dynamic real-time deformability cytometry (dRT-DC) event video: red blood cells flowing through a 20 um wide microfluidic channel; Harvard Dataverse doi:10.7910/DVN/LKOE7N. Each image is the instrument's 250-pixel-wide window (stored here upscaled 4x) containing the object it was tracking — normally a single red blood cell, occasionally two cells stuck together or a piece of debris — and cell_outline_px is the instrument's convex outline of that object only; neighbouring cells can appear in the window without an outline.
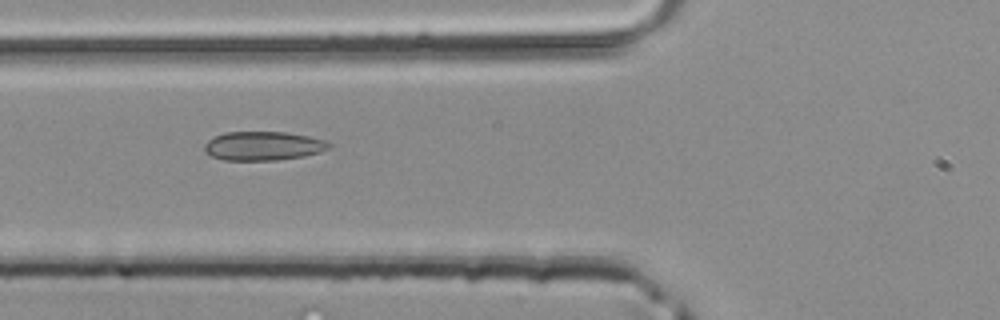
{"species": "common noctule bat (a hibernating species)", "species_latin": "Nyctalus noctula", "temperature_condition": "room temperature", "stored_images_in_passage": 4, "camera_frame_rate_fps": 3000, "um_per_image_px": 0.085, "animal": {"sex": "male", "body_mass_g": 20.4}, "frame": {"image": 1, "passage_image": 4, "time_ms": 1.0, "image_size_px": [1000, 320], "cell_outline_px": [[332, 144], [328, 148], [320, 152], [304, 156], [276, 160], [224, 160], [212, 156], [204, 152], [204, 144], [208, 140], [224, 132], [288, 132], [308, 136], [324, 140]], "centroid_in_image_um": [22.36, 12.4], "position_along_channel_um": 103.4, "area_um2": 20.98}}